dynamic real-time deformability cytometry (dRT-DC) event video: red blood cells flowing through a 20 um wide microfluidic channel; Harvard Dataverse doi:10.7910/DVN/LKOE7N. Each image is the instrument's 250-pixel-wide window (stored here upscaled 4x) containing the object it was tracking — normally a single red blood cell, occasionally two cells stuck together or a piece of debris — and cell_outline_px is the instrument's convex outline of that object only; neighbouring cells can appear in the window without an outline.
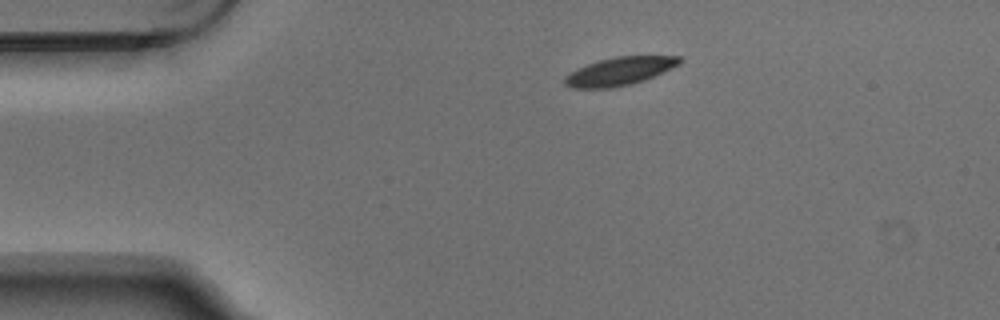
{"species": "Egyptian fruit bat (a non-hibernating species)", "species_latin": "Rousettus aegyptiacus", "temperature_condition": "warm", "stored_images_in_passage": 6, "segment_of_instrument_passage": [2, 2], "camera_frame_rate_fps": 3000, "um_per_image_px": 0.085, "animal": {"sex": "male"}, "frame": {"image": 1, "passage_image": 6, "time_ms": 1.667, "image_size_px": [1000, 320], "cell_outline_px": [[684, 60], [680, 64], [644, 80], [632, 84], [608, 88], [572, 88], [564, 84], [564, 76], [588, 64], [600, 60], [616, 56], [680, 56]], "centroid_in_image_um": [52.69, 6.05], "position_along_channel_um": 32.3, "area_um2": 18.61}}